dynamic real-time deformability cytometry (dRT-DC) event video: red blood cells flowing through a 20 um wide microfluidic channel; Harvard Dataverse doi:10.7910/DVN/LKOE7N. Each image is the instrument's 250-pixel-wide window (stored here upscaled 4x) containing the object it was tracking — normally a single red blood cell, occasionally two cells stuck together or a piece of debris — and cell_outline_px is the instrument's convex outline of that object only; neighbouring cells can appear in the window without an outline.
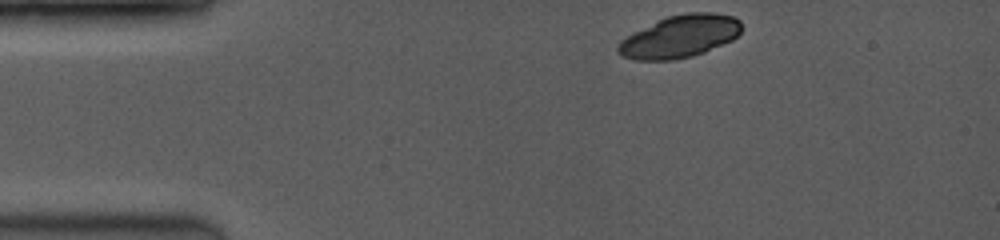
{"species": "common noctule bat (a hibernating species)", "species_latin": "Nyctalus noctula", "temperature_condition": "room temperature", "stored_images_in_passage": 6, "camera_frame_rate_fps": 3500, "um_per_image_px": 0.085, "animal": {"sex": "female", "body_mass_g": 19.0, "forearm_length_mm": 53.3}, "frame": {"image": 1, "passage_image": 1, "time_ms": 0.0, "image_size_px": [1000, 240], "cell_outline_px": [[744, 28], [732, 40], [704, 52], [692, 56], [672, 60], [636, 60], [624, 56], [616, 52], [616, 48], [620, 40], [668, 16], [688, 12], [712, 12], [732, 16], [740, 20]], "centroid_in_image_um": [57.83, 3.1], "position_along_channel_um": 27.2, "area_um2": 30.23}}